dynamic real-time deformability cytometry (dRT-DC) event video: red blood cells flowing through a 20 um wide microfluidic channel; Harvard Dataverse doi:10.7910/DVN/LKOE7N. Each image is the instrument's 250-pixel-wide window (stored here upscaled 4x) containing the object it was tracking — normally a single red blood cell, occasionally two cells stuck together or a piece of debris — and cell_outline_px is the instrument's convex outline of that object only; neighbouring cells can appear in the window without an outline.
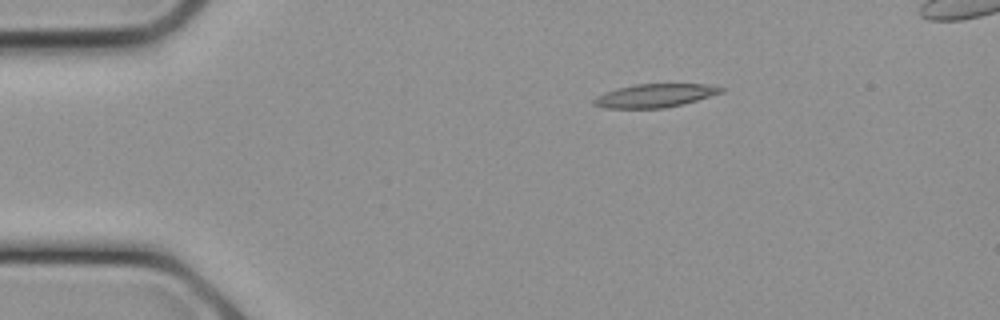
{"species": "common noctule bat (a hibernating species)", "species_latin": "Nyctalus noctula", "temperature_condition": "cold", "stored_images_in_passage": 21, "camera_frame_rate_fps": 3000, "um_per_image_px": 0.085, "animal": {"sex": "female", "body_mass_g": 21.9}, "frame": {"image": 1, "passage_image": 1, "time_ms": 0.0, "image_size_px": [1000, 320], "cell_outline_px": [[724, 92], [684, 104], [664, 108], [604, 108], [592, 104], [592, 100], [596, 96], [620, 88], [636, 84], [704, 84], [724, 88]], "centroid_in_image_um": [55.68, 8.13], "position_along_channel_um": 29.3, "area_um2": 17.22}}
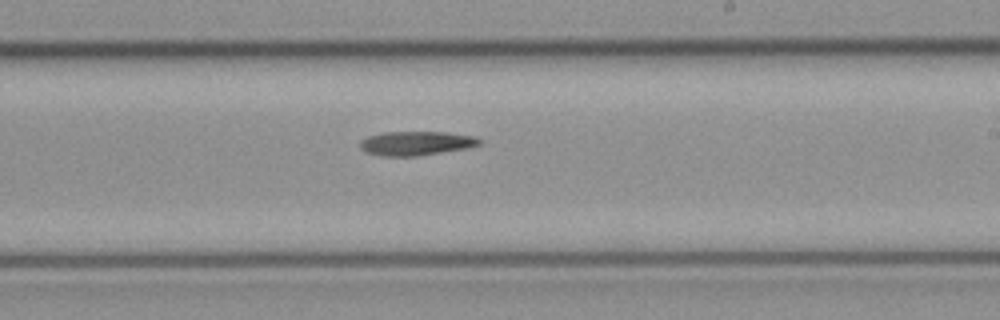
{"frame": {"image": 2, "passage_image": 11, "time_ms": 3.333, "image_size_px": [1000, 320], "cell_outline_px": [[484, 140], [480, 144], [468, 148], [416, 156], [384, 156], [364, 152], [360, 148], [360, 140], [368, 136], [384, 132], [444, 132], [476, 136]], "centroid_in_image_um": [35.38, 12.17], "position_along_channel_um": 253.6, "area_um2": 16.88}}
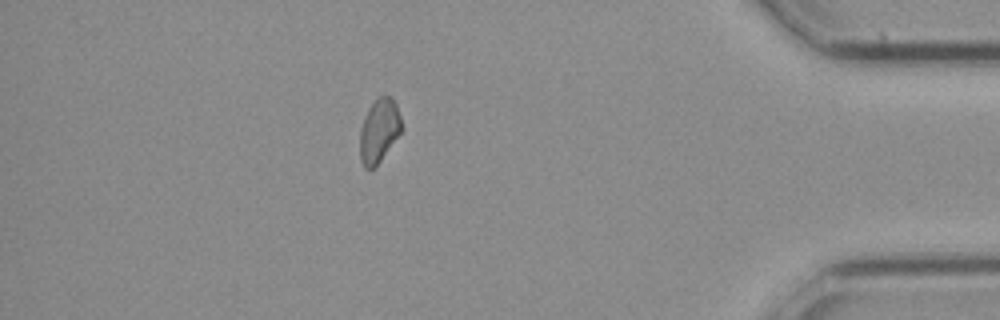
{"frame": {"image": 3, "passage_image": 18, "time_ms": 5.667, "image_size_px": [1000, 320], "cell_outline_px": [[404, 128], [376, 168], [364, 168], [360, 160], [360, 128], [364, 116], [368, 108], [376, 96], [392, 96], [396, 104]], "centroid_in_image_um": [32.23, 11.1], "position_along_channel_um": 403.0, "area_um2": 15.9}}